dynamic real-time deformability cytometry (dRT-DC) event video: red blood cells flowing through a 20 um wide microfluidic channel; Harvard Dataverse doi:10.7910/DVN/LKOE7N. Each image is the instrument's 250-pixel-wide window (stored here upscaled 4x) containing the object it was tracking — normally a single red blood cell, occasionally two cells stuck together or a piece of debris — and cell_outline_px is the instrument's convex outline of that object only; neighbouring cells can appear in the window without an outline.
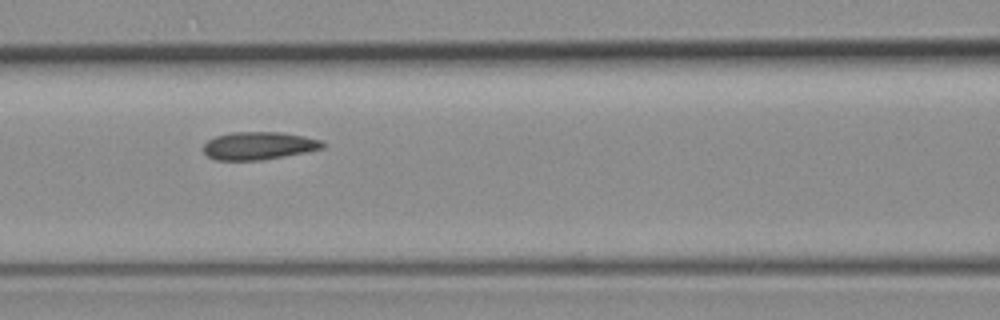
{"species": "common noctule bat (a hibernating species)", "species_latin": "Nyctalus noctula", "temperature_condition": "room temperature", "stored_images_in_passage": 11, "camera_frame_rate_fps": 3000, "um_per_image_px": 0.085, "animal": {"sex": "female", "body_mass_g": 19.3, "forearm_length_mm": 54.1}, "frame": {"image": 1, "passage_image": 7, "time_ms": 7.667, "image_size_px": [1000, 320], "cell_outline_px": [[324, 148], [308, 152], [260, 160], [216, 160], [208, 156], [204, 152], [204, 144], [208, 140], [216, 136], [232, 132], [280, 132], [304, 136], [320, 140], [324, 144]], "centroid_in_image_um": [22.0, 12.39], "position_along_channel_um": 144.6, "area_um2": 19.25}}
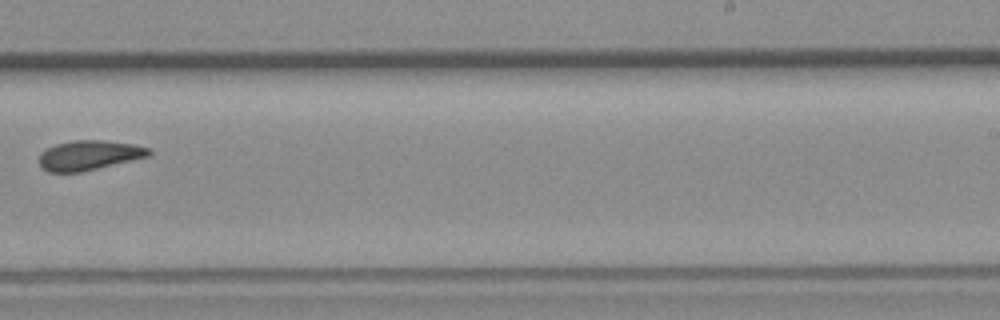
{"frame": {"image": 2, "passage_image": 10, "time_ms": 11.333, "image_size_px": [1000, 320], "cell_outline_px": [[152, 152], [148, 156], [80, 172], [48, 172], [40, 164], [40, 152], [56, 144], [72, 140], [104, 140], [132, 144], [148, 148]], "centroid_in_image_um": [7.55, 13.19], "position_along_channel_um": 281.5, "area_um2": 18.67}}
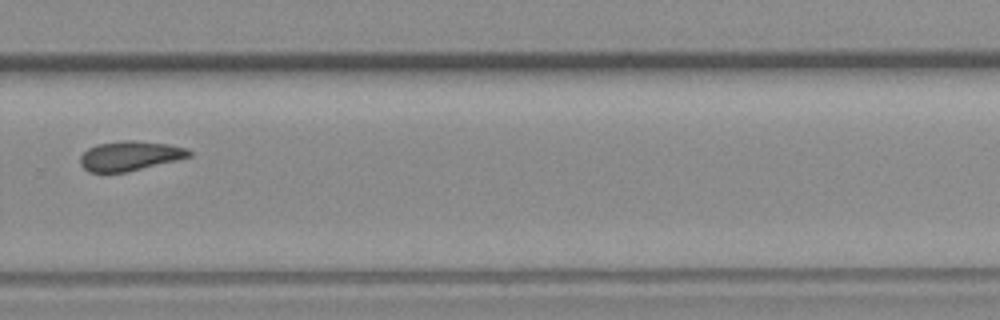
{"frame": {"image": 3, "passage_image": 11, "time_ms": 12.333, "image_size_px": [1000, 320], "cell_outline_px": [[192, 156], [128, 172], [88, 172], [80, 164], [80, 156], [88, 148], [96, 144], [124, 140], [132, 140], [168, 144], [188, 148], [192, 152]], "centroid_in_image_um": [11.04, 13.24], "position_along_channel_um": 318.8, "area_um2": 18.84}}